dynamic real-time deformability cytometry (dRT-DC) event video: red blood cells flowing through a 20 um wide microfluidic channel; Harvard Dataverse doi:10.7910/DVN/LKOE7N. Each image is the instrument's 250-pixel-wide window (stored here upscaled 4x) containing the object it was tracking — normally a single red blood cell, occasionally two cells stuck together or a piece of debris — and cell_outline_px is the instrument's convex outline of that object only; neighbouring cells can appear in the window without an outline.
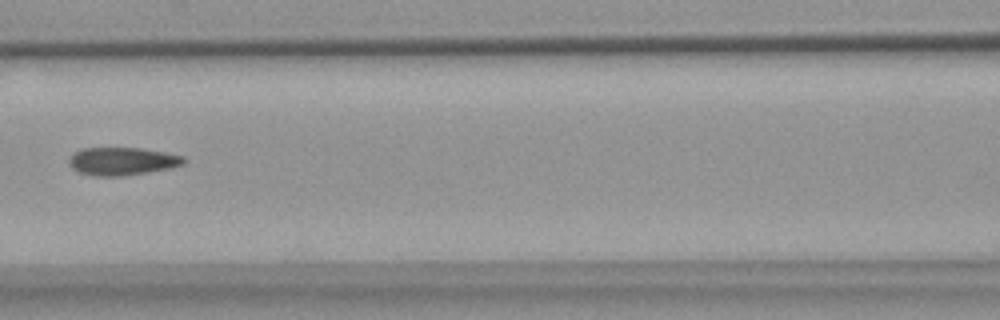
{"species": "common noctule bat (a hibernating species)", "species_latin": "Nyctalus noctula", "temperature_condition": "warm", "stored_images_in_passage": 7, "camera_frame_rate_fps": 3000, "um_per_image_px": 0.085, "animal": {"sex": "female", "body_mass_g": 18.4}, "frame": {"image": 1, "passage_image": 7, "time_ms": 7.0, "image_size_px": [1000, 320], "cell_outline_px": [[188, 160], [184, 164], [172, 168], [124, 176], [92, 176], [80, 172], [72, 168], [68, 164], [68, 160], [76, 152], [84, 148], [140, 148], [164, 152], [184, 156]], "centroid_in_image_um": [10.43, 13.71], "position_along_channel_um": 156.2, "area_um2": 18.73}}